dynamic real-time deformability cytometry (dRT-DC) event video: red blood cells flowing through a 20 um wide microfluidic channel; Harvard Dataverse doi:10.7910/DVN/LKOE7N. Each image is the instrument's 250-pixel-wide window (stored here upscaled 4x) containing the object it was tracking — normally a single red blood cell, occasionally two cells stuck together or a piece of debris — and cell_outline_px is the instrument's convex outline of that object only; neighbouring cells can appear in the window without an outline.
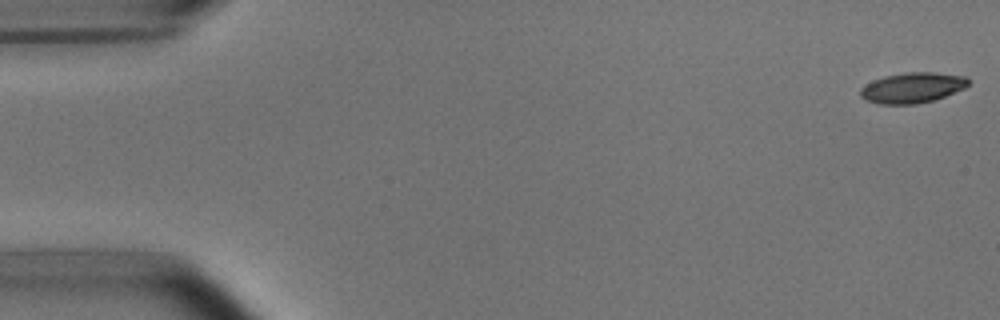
{"species": "common noctule bat (a hibernating species)", "species_latin": "Nyctalus noctula", "temperature_condition": "room temperature", "stored_images_in_passage": 14, "camera_frame_rate_fps": 3000, "um_per_image_px": 0.085, "animal": {"sex": "male", "body_mass_g": 15.6}, "frame": {"image": 1, "passage_image": 1, "time_ms": 0.0, "image_size_px": [1000, 320], "cell_outline_px": [[968, 84], [964, 88], [944, 96], [932, 100], [916, 104], [880, 104], [864, 100], [860, 96], [860, 88], [864, 84], [872, 80], [884, 76], [908, 72], [932, 72], [968, 76]], "centroid_in_image_um": [77.5, 7.45], "position_along_channel_um": 7.5, "area_um2": 19.19}}
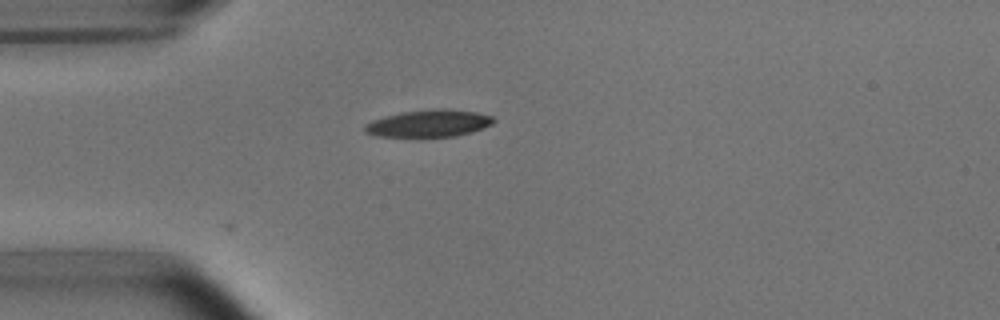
{"frame": {"image": 2, "passage_image": 14, "time_ms": 4.333, "image_size_px": [1000, 320], "cell_outline_px": [[496, 120], [492, 124], [484, 128], [472, 132], [456, 136], [420, 140], [376, 136], [364, 132], [364, 124], [372, 120], [384, 116], [400, 112], [432, 108], [448, 108], [476, 112], [492, 116]], "centroid_in_image_um": [36.41, 10.53], "position_along_channel_um": 48.6, "area_um2": 21.73}}